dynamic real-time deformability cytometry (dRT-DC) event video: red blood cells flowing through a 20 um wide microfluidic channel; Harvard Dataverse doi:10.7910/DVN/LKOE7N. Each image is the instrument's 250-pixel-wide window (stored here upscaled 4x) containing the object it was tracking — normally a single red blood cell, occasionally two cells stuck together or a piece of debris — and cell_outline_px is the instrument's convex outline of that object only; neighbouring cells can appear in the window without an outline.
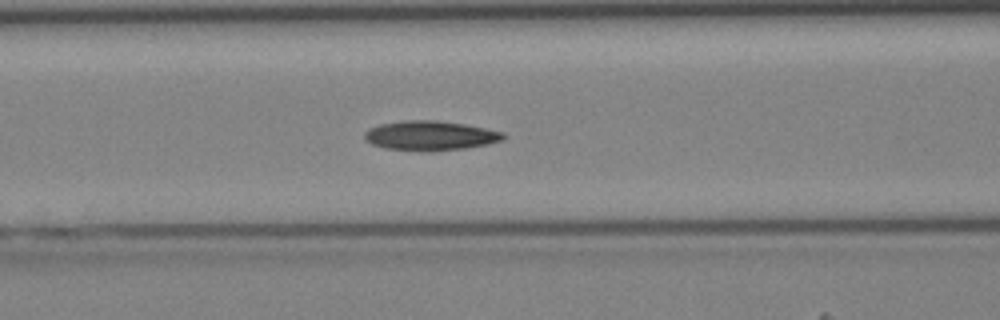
{"species": "Egyptian fruit bat (a non-hibernating species)", "species_latin": "Rousettus aegyptiacus", "temperature_condition": "cold", "stored_images_in_passage": 31, "camera_frame_rate_fps": 3000, "um_per_image_px": 0.085, "animal": {"sex": "female"}, "frame": {"image": 1, "passage_image": 6, "time_ms": 1.667, "image_size_px": [1000, 320], "cell_outline_px": [[508, 136], [504, 140], [488, 144], [464, 148], [428, 152], [420, 152], [384, 148], [372, 144], [364, 140], [364, 132], [368, 128], [380, 124], [404, 120], [436, 120], [464, 124], [504, 132]], "centroid_in_image_um": [36.56, 11.54], "position_along_channel_um": 130.0, "area_um2": 24.28}}
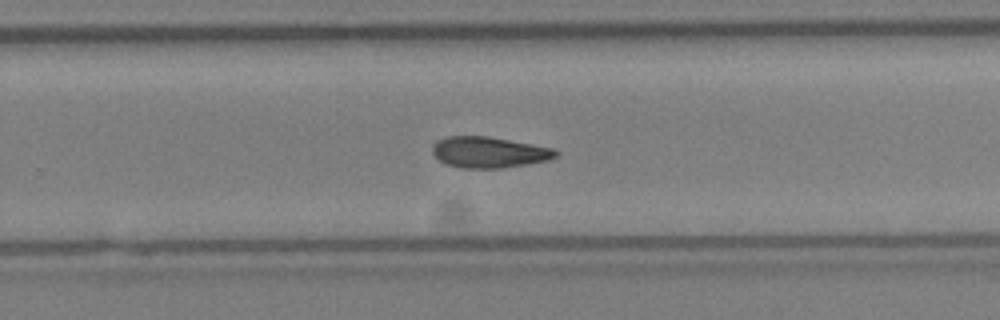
{"frame": {"image": 2, "passage_image": 16, "time_ms": 5.0, "image_size_px": [1000, 320], "cell_outline_px": [[560, 152], [556, 156], [548, 160], [528, 164], [500, 168], [464, 168], [448, 164], [440, 160], [432, 152], [432, 144], [436, 140], [448, 136], [488, 136], [556, 148]], "centroid_in_image_um": [41.59, 12.93], "position_along_channel_um": 288.2, "area_um2": 22.37}}
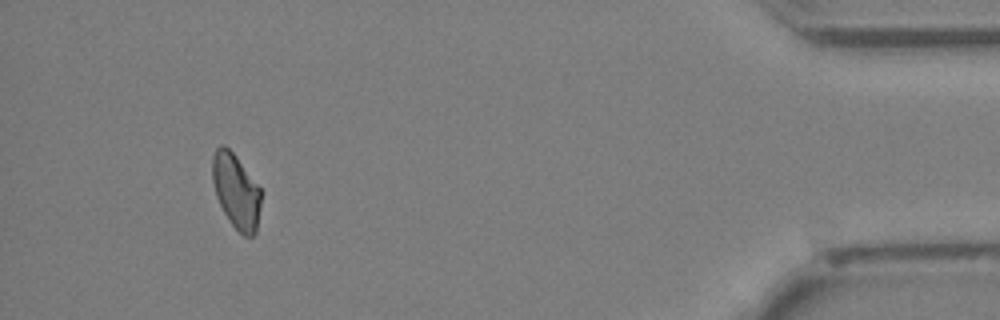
{"frame": {"image": 3, "passage_image": 28, "time_ms": 9.0, "image_size_px": [1000, 320], "cell_outline_px": [[264, 192], [256, 232], [252, 236], [244, 236], [228, 220], [216, 196], [212, 180], [212, 156], [216, 148], [220, 144], [224, 144], [236, 156]], "centroid_in_image_um": [20.09, 16.24], "position_along_channel_um": 415.1, "area_um2": 21.5}}